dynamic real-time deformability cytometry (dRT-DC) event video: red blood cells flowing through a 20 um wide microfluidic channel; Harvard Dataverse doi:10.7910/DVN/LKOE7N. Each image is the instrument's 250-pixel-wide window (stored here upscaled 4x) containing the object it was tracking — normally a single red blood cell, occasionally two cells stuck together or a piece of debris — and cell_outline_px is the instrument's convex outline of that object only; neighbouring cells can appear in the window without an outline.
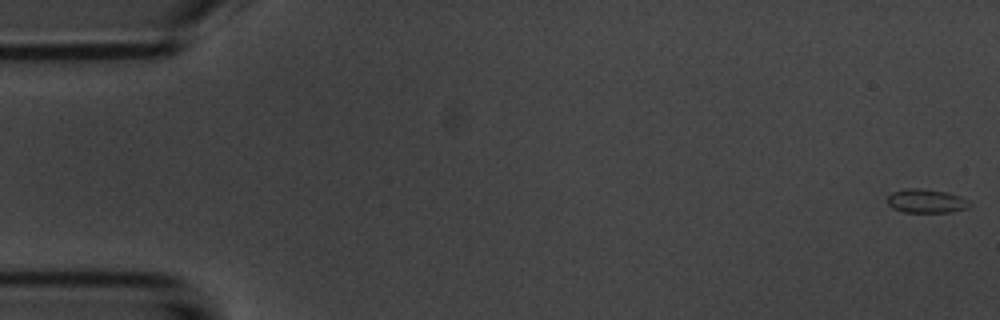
{"species": "common noctule bat (a hibernating species)", "species_latin": "Nyctalus noctula", "temperature_condition": "room temperature", "stored_images_in_passage": 54, "camera_frame_rate_fps": 3000, "um_per_image_px": 0.085, "animal": {"sex": "male", "body_mass_g": 20.1, "forearm_length_mm": 53.5}, "frame": {"image": 1, "passage_image": 1, "time_ms": 0.0, "image_size_px": [1000, 320], "cell_outline_px": [[972, 204], [968, 208], [952, 212], [904, 212], [892, 208], [888, 204], [888, 196], [892, 192], [904, 188], [920, 188], [948, 192], [960, 196], [968, 200]], "centroid_in_image_um": [78.75, 17.08], "position_along_channel_um": 6.3, "area_um2": 11.56}}
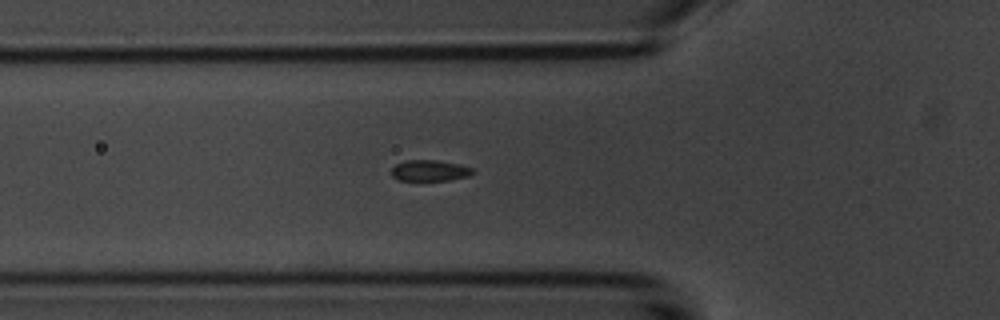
{"frame": {"image": 2, "passage_image": 19, "time_ms": 6.0, "image_size_px": [1000, 320], "cell_outline_px": [[476, 172], [468, 176], [448, 180], [420, 184], [416, 184], [400, 180], [392, 176], [392, 168], [396, 164], [404, 160], [436, 160], [460, 164], [472, 168]], "centroid_in_image_um": [36.5, 14.55], "position_along_channel_um": 89.3, "area_um2": 10.69}}
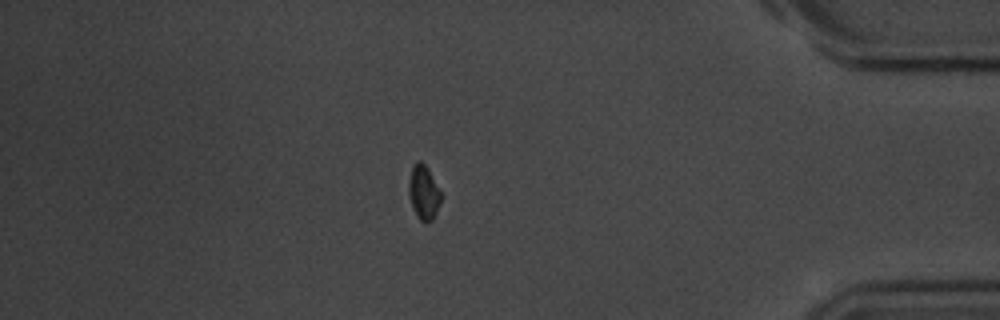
{"frame": {"image": 3, "passage_image": 47, "time_ms": 15.333, "image_size_px": [1000, 320], "cell_outline_px": [[440, 204], [432, 220], [424, 224], [420, 220], [408, 196], [408, 180], [412, 164], [416, 160], [420, 160], [428, 168], [440, 192]], "centroid_in_image_um": [35.98, 16.31], "position_along_channel_um": 399.2, "area_um2": 10.17}, "authors_computed_cell_mechanics": {"area_um2": 11.0109, "velocity_mm_per_s": 3.716, "shape_relaxation_time_tau1_ms": 1.3865, "shape_relaxation_time_tau2_ms": null, "deformation_change_tau1": 0.0522, "deformation_change_tau2": null}}